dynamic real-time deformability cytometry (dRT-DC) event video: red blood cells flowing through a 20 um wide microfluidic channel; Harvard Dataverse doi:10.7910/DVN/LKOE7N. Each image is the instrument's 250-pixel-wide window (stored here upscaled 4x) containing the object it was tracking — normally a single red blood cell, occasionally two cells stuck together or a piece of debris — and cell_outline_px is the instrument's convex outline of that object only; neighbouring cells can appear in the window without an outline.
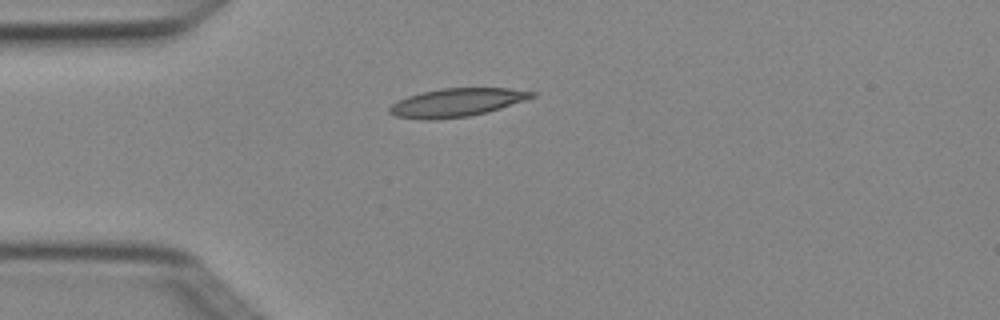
{"species": "Egyptian fruit bat (a non-hibernating species)", "species_latin": "Rousettus aegyptiacus", "temperature_condition": "cold", "stored_images_in_passage": 5, "camera_frame_rate_fps": 3000, "um_per_image_px": 0.085, "animal": {"sex": "female"}, "frame": {"image": 1, "passage_image": 5, "time_ms": 1.333, "image_size_px": [1000, 320], "cell_outline_px": [[536, 96], [488, 112], [468, 116], [436, 120], [428, 120], [396, 116], [388, 112], [388, 108], [396, 100], [420, 92], [440, 88], [508, 88], [536, 92]], "centroid_in_image_um": [38.78, 8.71], "position_along_channel_um": 46.2, "area_um2": 23.52}}